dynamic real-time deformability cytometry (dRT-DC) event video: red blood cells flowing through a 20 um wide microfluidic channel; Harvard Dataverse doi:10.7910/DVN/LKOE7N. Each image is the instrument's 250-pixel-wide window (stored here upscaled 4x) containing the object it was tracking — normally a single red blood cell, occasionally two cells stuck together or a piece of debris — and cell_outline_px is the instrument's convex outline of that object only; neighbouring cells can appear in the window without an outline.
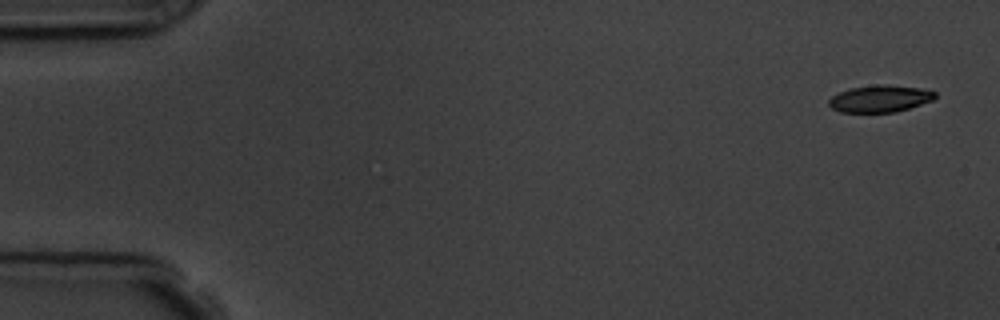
{"species": "common noctule bat (a hibernating species)", "species_latin": "Nyctalus noctula", "temperature_condition": "room temperature", "stored_images_in_passage": 5, "camera_frame_rate_fps": 3000, "um_per_image_px": 0.085, "animal": {"sex": "male", "body_mass_g": 19.5, "forearm_length_mm": 54.6}, "frame": {"image": 1, "passage_image": 1, "time_ms": 0.0, "image_size_px": [1000, 320], "cell_outline_px": [[936, 96], [932, 100], [896, 112], [840, 112], [832, 108], [828, 104], [828, 100], [832, 96], [848, 88], [876, 84], [888, 84], [920, 88], [936, 92]], "centroid_in_image_um": [74.77, 8.37], "position_along_channel_um": 10.2, "area_um2": 16.7}}
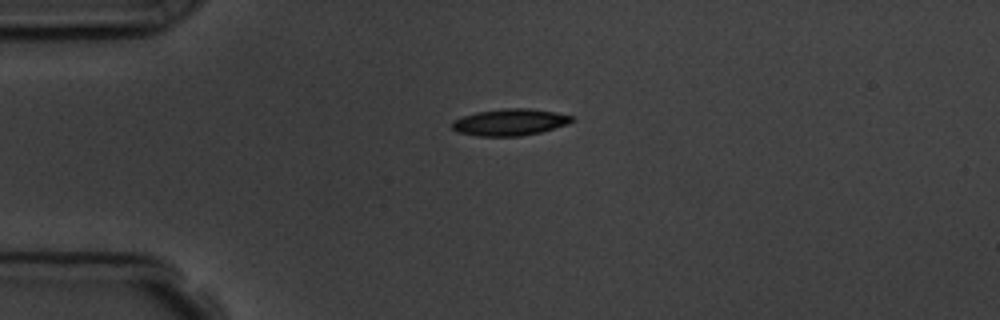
{"frame": {"image": 2, "passage_image": 4, "time_ms": 3.667, "image_size_px": [1000, 320], "cell_outline_px": [[576, 120], [568, 124], [540, 132], [520, 136], [476, 136], [456, 132], [452, 128], [452, 120], [476, 112], [504, 108], [528, 108], [556, 112], [572, 116]], "centroid_in_image_um": [43.34, 10.39], "position_along_channel_um": 41.7, "area_um2": 18.73}}